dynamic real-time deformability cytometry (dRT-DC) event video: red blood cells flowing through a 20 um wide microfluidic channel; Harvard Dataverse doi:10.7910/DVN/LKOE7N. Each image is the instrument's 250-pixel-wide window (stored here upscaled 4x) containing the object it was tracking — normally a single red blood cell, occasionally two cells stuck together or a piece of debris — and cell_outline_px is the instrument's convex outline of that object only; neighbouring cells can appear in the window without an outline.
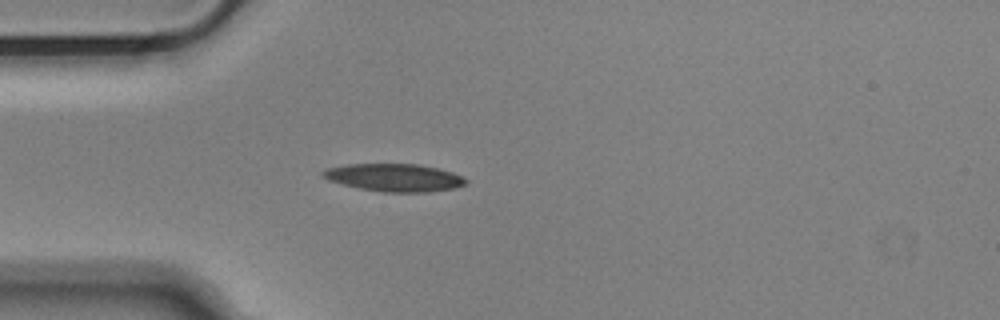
{"species": "Egyptian fruit bat (a non-hibernating species)", "species_latin": "Rousettus aegyptiacus", "temperature_condition": "cold", "stored_images_in_passage": 41, "camera_frame_rate_fps": 3000, "um_per_image_px": 0.085, "animal": {"sex": "male"}, "frame": {"image": 1, "passage_image": 1, "time_ms": 0.0, "image_size_px": [1000, 320], "cell_outline_px": [[468, 184], [452, 188], [428, 192], [384, 192], [360, 188], [328, 180], [320, 176], [320, 172], [328, 168], [348, 164], [420, 164], [452, 172], [468, 180]], "centroid_in_image_um": [33.51, 15.09], "position_along_channel_um": 51.5, "area_um2": 22.95}}
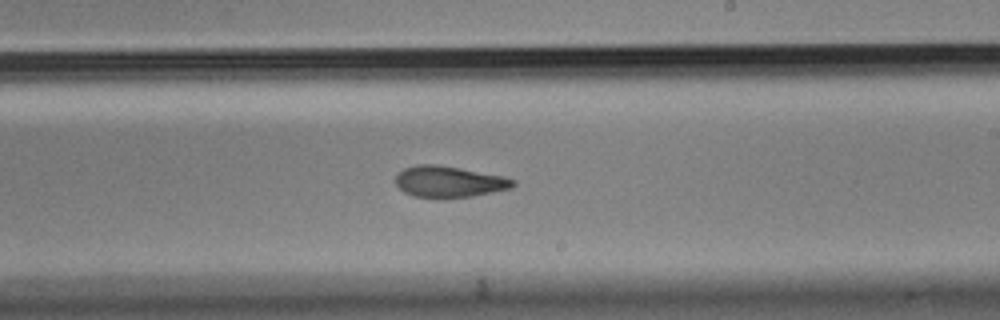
{"frame": {"image": 2, "passage_image": 18, "time_ms": 5.667, "image_size_px": [1000, 320], "cell_outline_px": [[516, 184], [512, 188], [472, 196], [444, 200], [412, 196], [404, 192], [396, 184], [396, 176], [404, 168], [416, 164], [436, 164], [460, 168], [504, 176], [516, 180]], "centroid_in_image_um": [38.17, 15.47], "position_along_channel_um": 250.8, "area_um2": 21.85}}
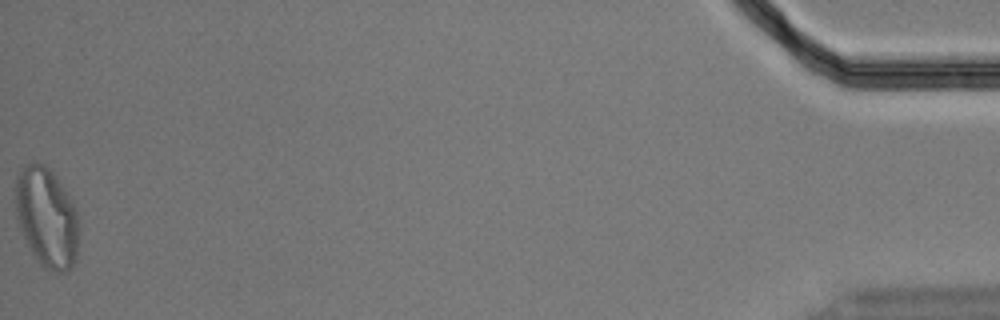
{"frame": {"image": 3, "passage_image": 41, "time_ms": 13.333, "image_size_px": [1000, 320], "cell_outline_px": [[76, 260], [72, 268], [64, 272], [52, 272], [44, 268], [36, 260], [28, 248], [20, 228], [16, 216], [16, 176], [20, 168], [36, 160], [44, 164], [56, 176], [76, 208]], "centroid_in_image_um": [3.93, 18.48], "position_along_channel_um": 431.3, "area_um2": 36.76}, "authors_computed_cell_mechanics": {"area_um2": 22.542, "velocity_mm_per_s": 3.6515, "shape_relaxation_time_tau1_ms": null, "shape_relaxation_time_tau2_ms": 4.2036, "deformation_change_tau1": null, "deformation_change_tau2": 0.1154}}